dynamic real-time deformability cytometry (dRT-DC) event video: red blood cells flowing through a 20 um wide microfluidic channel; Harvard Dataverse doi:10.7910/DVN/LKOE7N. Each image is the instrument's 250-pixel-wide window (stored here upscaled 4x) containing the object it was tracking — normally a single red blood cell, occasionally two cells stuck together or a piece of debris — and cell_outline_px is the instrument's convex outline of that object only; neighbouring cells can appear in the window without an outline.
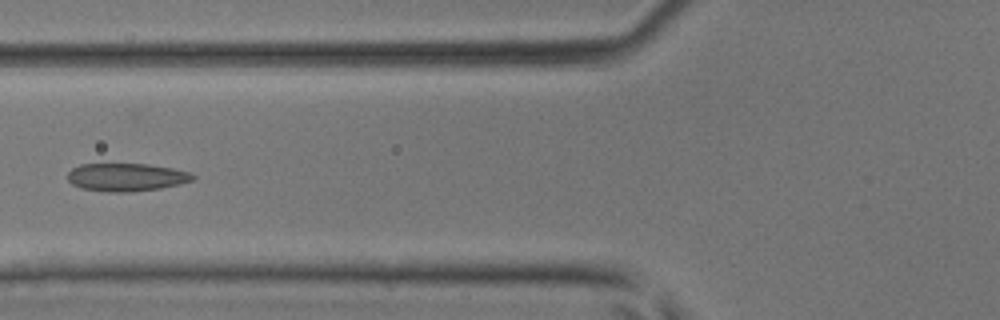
{"species": "common noctule bat (a hibernating species)", "species_latin": "Nyctalus noctula", "temperature_condition": "room temperature", "stored_images_in_passage": 6, "camera_frame_rate_fps": 3000, "um_per_image_px": 0.085, "animal": {"sex": "male", "body_mass_g": 17.9, "forearm_length_mm": 54.2}, "frame": {"image": 1, "passage_image": 6, "time_ms": 1.667, "image_size_px": [1000, 320], "cell_outline_px": [[196, 176], [192, 180], [180, 184], [160, 188], [124, 192], [108, 192], [80, 188], [72, 184], [68, 180], [68, 172], [72, 168], [80, 164], [148, 164], [172, 168], [188, 172]], "centroid_in_image_um": [10.71, 15.06], "position_along_channel_um": 115.1, "area_um2": 20.29}}